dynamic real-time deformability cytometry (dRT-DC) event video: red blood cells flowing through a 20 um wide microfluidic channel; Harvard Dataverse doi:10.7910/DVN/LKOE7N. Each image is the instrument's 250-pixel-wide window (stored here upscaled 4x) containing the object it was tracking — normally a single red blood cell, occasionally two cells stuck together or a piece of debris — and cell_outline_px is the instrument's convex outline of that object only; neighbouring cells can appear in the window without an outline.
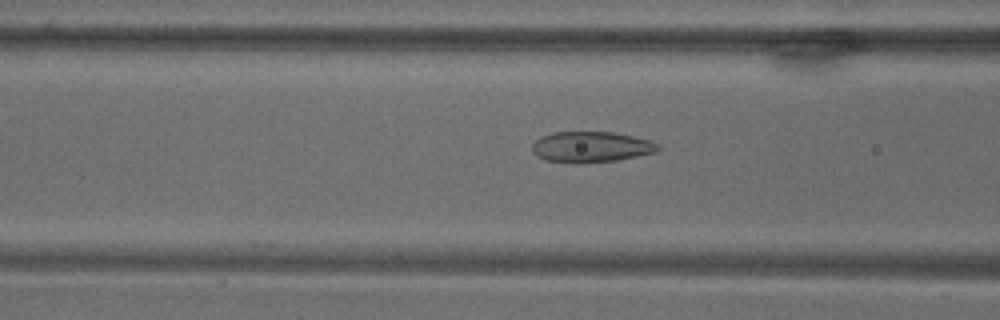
{"species": "common noctule bat (a hibernating species)", "species_latin": "Nyctalus noctula", "temperature_condition": "warm", "stored_images_in_passage": 72, "camera_frame_rate_fps": 3000, "um_per_image_px": 0.085, "animal": {"sex": "male", "body_mass_g": 18.8}, "frame": {"image": 1, "passage_image": 30, "time_ms": 9.667, "image_size_px": [1000, 320], "cell_outline_px": [[660, 148], [656, 152], [616, 160], [576, 164], [544, 160], [532, 152], [532, 144], [540, 136], [552, 132], [612, 132], [632, 136], [648, 140], [660, 144]], "centroid_in_image_um": [50.2, 12.49], "position_along_channel_um": 116.4, "area_um2": 22.66}}
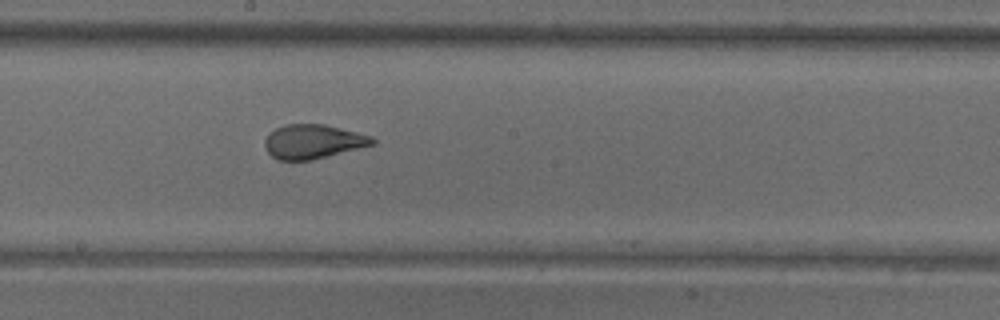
{"frame": {"image": 2, "passage_image": 41, "time_ms": 13.333, "image_size_px": [1000, 320], "cell_outline_px": [[376, 144], [312, 160], [280, 160], [272, 156], [268, 152], [264, 144], [264, 140], [276, 128], [284, 124], [324, 124], [372, 136], [376, 140]], "centroid_in_image_um": [26.63, 12.03], "position_along_channel_um": 221.6, "area_um2": 21.33}}
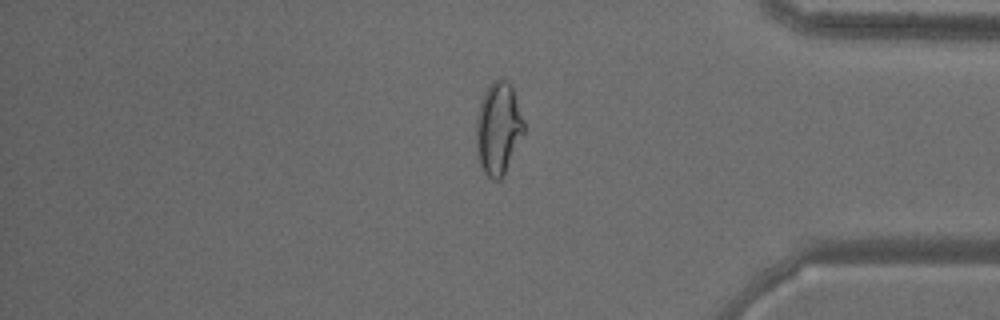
{"frame": {"image": 3, "passage_image": 61, "time_ms": 20.0, "image_size_px": [1000, 320], "cell_outline_px": [[524, 132], [504, 176], [500, 180], [492, 180], [484, 172], [480, 164], [476, 144], [476, 116], [484, 92], [492, 80], [500, 76], [512, 88], [524, 120]], "centroid_in_image_um": [42.35, 10.92], "position_along_channel_um": 392.9, "area_um2": 25.66}}